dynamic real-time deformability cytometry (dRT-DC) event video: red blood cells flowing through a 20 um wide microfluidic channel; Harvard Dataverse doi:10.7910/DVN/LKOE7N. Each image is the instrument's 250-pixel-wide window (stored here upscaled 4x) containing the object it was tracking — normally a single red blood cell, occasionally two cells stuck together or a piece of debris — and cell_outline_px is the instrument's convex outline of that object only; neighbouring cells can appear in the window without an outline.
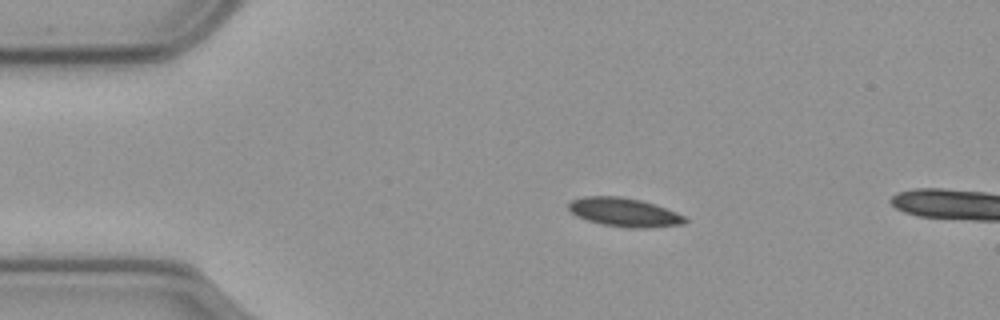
{"species": "common noctule bat (a hibernating species)", "species_latin": "Nyctalus noctula", "temperature_condition": "cold", "stored_images_in_passage": 16, "camera_frame_rate_fps": 3000, "um_per_image_px": 0.085, "animal": {"sex": "male", "body_mass_g": 23.1, "forearm_length_mm": 52.7}, "frame": {"image": 1, "passage_image": 12, "time_ms": 3.667, "image_size_px": [1000, 320], "cell_outline_px": [[688, 220], [684, 224], [644, 228], [628, 228], [600, 224], [576, 216], [568, 208], [568, 204], [572, 200], [584, 196], [620, 196], [640, 200], [676, 212], [684, 216]], "centroid_in_image_um": [53.04, 18.05], "position_along_channel_um": 32.0, "area_um2": 19.36}}